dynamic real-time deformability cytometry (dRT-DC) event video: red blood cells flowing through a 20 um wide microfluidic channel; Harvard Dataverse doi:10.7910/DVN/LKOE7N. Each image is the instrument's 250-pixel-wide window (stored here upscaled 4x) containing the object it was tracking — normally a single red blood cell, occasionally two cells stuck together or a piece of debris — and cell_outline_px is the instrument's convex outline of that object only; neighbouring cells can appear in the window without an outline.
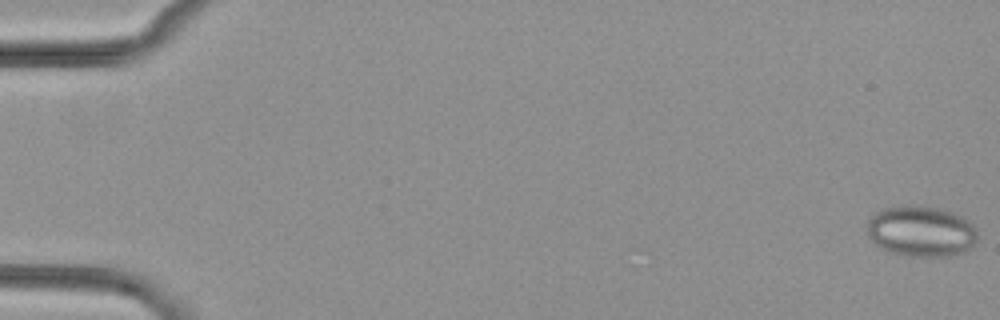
{"species": "common noctule bat (a hibernating species)", "species_latin": "Nyctalus noctula", "temperature_condition": "cold", "stored_images_in_passage": 6, "camera_frame_rate_fps": 3000, "um_per_image_px": 0.085, "animal": {"sex": "female", "body_mass_g": 29.2, "forearm_length_mm": 56.3}, "frame": {"image": 1, "passage_image": 1, "time_ms": 0.0, "image_size_px": [1000, 320], "cell_outline_px": [[976, 240], [972, 248], [956, 256], [904, 256], [888, 252], [880, 248], [868, 236], [868, 220], [876, 212], [884, 208], [900, 204], [916, 204], [936, 208], [952, 212], [968, 220], [976, 228]], "centroid_in_image_um": [78.29, 19.66], "position_along_channel_um": 6.7, "area_um2": 33.18}}
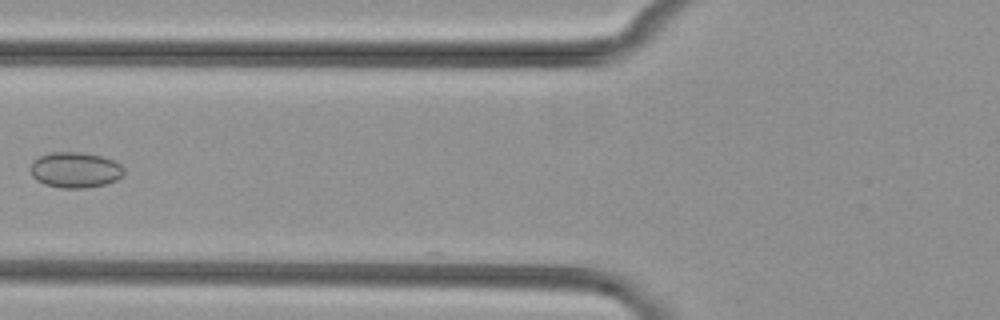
{"frame": {"image": 2, "passage_image": 6, "time_ms": 7.333, "image_size_px": [1000, 320], "cell_outline_px": [[124, 172], [116, 180], [104, 184], [84, 188], [60, 188], [44, 184], [36, 180], [32, 176], [32, 160], [40, 156], [52, 152], [80, 152], [100, 156], [112, 160], [120, 164], [124, 168]], "centroid_in_image_um": [6.37, 14.45], "position_along_channel_um": 119.4, "area_um2": 19.25}}